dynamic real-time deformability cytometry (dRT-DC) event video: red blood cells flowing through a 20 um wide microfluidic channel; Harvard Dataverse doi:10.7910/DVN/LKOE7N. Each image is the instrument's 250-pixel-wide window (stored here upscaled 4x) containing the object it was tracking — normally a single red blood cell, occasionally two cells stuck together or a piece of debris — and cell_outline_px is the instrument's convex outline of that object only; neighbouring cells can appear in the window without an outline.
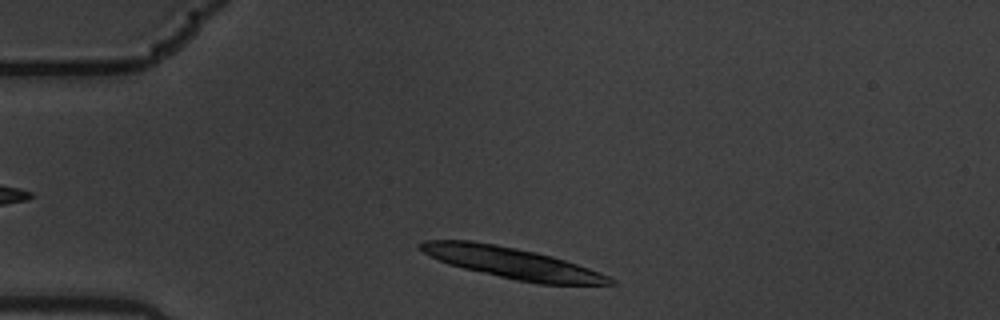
{"species": "common noctule bat (a hibernating species)", "species_latin": "Nyctalus noctula", "temperature_condition": "warm", "stored_images_in_passage": 6, "segment_of_instrument_passage": [2, 2], "camera_frame_rate_fps": 3000, "um_per_image_px": 0.085, "animal": {"sex": "male", "body_mass_g": 19.5, "forearm_length_mm": 54.6}, "frame": {"image": 1, "passage_image": 6, "time_ms": 1.667, "image_size_px": [1000, 320], "cell_outline_px": [[620, 284], [540, 284], [516, 280], [464, 268], [448, 264], [416, 248], [424, 240], [472, 240], [496, 244], [536, 252], [552, 256], [600, 272], [616, 280]], "centroid_in_image_um": [43.54, 22.34], "position_along_channel_um": 41.5, "area_um2": 33.99}}